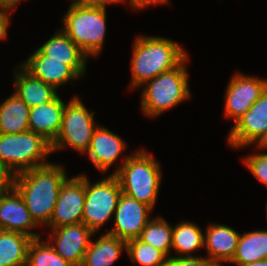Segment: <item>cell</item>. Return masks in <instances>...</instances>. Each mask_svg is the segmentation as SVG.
I'll return each instance as SVG.
<instances>
[{"instance_id":"1","label":"cell","mask_w":267,"mask_h":266,"mask_svg":"<svg viewBox=\"0 0 267 266\" xmlns=\"http://www.w3.org/2000/svg\"><path fill=\"white\" fill-rule=\"evenodd\" d=\"M67 176L65 167L54 162L15 175L14 188L38 226L50 223L60 188L69 178Z\"/></svg>"},{"instance_id":"2","label":"cell","mask_w":267,"mask_h":266,"mask_svg":"<svg viewBox=\"0 0 267 266\" xmlns=\"http://www.w3.org/2000/svg\"><path fill=\"white\" fill-rule=\"evenodd\" d=\"M130 89L177 67L188 55L179 43L162 36L137 35L133 42Z\"/></svg>"},{"instance_id":"3","label":"cell","mask_w":267,"mask_h":266,"mask_svg":"<svg viewBox=\"0 0 267 266\" xmlns=\"http://www.w3.org/2000/svg\"><path fill=\"white\" fill-rule=\"evenodd\" d=\"M141 149L125 155L123 163L111 174L117 177L122 193L154 208L163 175L159 161Z\"/></svg>"},{"instance_id":"4","label":"cell","mask_w":267,"mask_h":266,"mask_svg":"<svg viewBox=\"0 0 267 266\" xmlns=\"http://www.w3.org/2000/svg\"><path fill=\"white\" fill-rule=\"evenodd\" d=\"M188 56L174 69L163 72L141 86L140 105L146 117L156 118L189 100Z\"/></svg>"},{"instance_id":"5","label":"cell","mask_w":267,"mask_h":266,"mask_svg":"<svg viewBox=\"0 0 267 266\" xmlns=\"http://www.w3.org/2000/svg\"><path fill=\"white\" fill-rule=\"evenodd\" d=\"M61 28L88 56L98 57L106 36L107 12L105 7L70 5Z\"/></svg>"},{"instance_id":"6","label":"cell","mask_w":267,"mask_h":266,"mask_svg":"<svg viewBox=\"0 0 267 266\" xmlns=\"http://www.w3.org/2000/svg\"><path fill=\"white\" fill-rule=\"evenodd\" d=\"M52 153L51 143L33 131L0 134V161L15 174L49 164Z\"/></svg>"},{"instance_id":"7","label":"cell","mask_w":267,"mask_h":266,"mask_svg":"<svg viewBox=\"0 0 267 266\" xmlns=\"http://www.w3.org/2000/svg\"><path fill=\"white\" fill-rule=\"evenodd\" d=\"M95 112L87 109L79 96L70 98L65 104L60 132L52 145V152L72 148L85 154L91 143L92 135L99 126L95 122Z\"/></svg>"},{"instance_id":"8","label":"cell","mask_w":267,"mask_h":266,"mask_svg":"<svg viewBox=\"0 0 267 266\" xmlns=\"http://www.w3.org/2000/svg\"><path fill=\"white\" fill-rule=\"evenodd\" d=\"M88 178L85 174L82 223L96 235L100 228L113 218L122 190L114 174L104 176L94 183H91Z\"/></svg>"},{"instance_id":"9","label":"cell","mask_w":267,"mask_h":266,"mask_svg":"<svg viewBox=\"0 0 267 266\" xmlns=\"http://www.w3.org/2000/svg\"><path fill=\"white\" fill-rule=\"evenodd\" d=\"M88 60L49 59L38 48L19 65L33 77L53 86L57 91L60 86L84 78Z\"/></svg>"},{"instance_id":"10","label":"cell","mask_w":267,"mask_h":266,"mask_svg":"<svg viewBox=\"0 0 267 266\" xmlns=\"http://www.w3.org/2000/svg\"><path fill=\"white\" fill-rule=\"evenodd\" d=\"M227 136L228 145L235 149L259 146L267 138V89L233 124Z\"/></svg>"},{"instance_id":"11","label":"cell","mask_w":267,"mask_h":266,"mask_svg":"<svg viewBox=\"0 0 267 266\" xmlns=\"http://www.w3.org/2000/svg\"><path fill=\"white\" fill-rule=\"evenodd\" d=\"M267 89V79L233 74L225 92L224 115L234 123L242 117Z\"/></svg>"},{"instance_id":"12","label":"cell","mask_w":267,"mask_h":266,"mask_svg":"<svg viewBox=\"0 0 267 266\" xmlns=\"http://www.w3.org/2000/svg\"><path fill=\"white\" fill-rule=\"evenodd\" d=\"M85 202V174L68 178L61 186L50 229L82 223Z\"/></svg>"},{"instance_id":"13","label":"cell","mask_w":267,"mask_h":266,"mask_svg":"<svg viewBox=\"0 0 267 266\" xmlns=\"http://www.w3.org/2000/svg\"><path fill=\"white\" fill-rule=\"evenodd\" d=\"M152 210L154 209L151 206L121 193L113 215V227L106 232L125 242L139 238L151 219Z\"/></svg>"},{"instance_id":"14","label":"cell","mask_w":267,"mask_h":266,"mask_svg":"<svg viewBox=\"0 0 267 266\" xmlns=\"http://www.w3.org/2000/svg\"><path fill=\"white\" fill-rule=\"evenodd\" d=\"M94 232L84 223L50 229L49 244L73 266H81Z\"/></svg>"},{"instance_id":"15","label":"cell","mask_w":267,"mask_h":266,"mask_svg":"<svg viewBox=\"0 0 267 266\" xmlns=\"http://www.w3.org/2000/svg\"><path fill=\"white\" fill-rule=\"evenodd\" d=\"M37 227L15 188L0 196V230L22 233L34 239L43 237L42 233L33 232Z\"/></svg>"},{"instance_id":"16","label":"cell","mask_w":267,"mask_h":266,"mask_svg":"<svg viewBox=\"0 0 267 266\" xmlns=\"http://www.w3.org/2000/svg\"><path fill=\"white\" fill-rule=\"evenodd\" d=\"M127 145V142L117 134L99 125L92 135L90 147L85 154L102 175L105 173L107 175L109 168L119 161L122 152L126 151Z\"/></svg>"},{"instance_id":"17","label":"cell","mask_w":267,"mask_h":266,"mask_svg":"<svg viewBox=\"0 0 267 266\" xmlns=\"http://www.w3.org/2000/svg\"><path fill=\"white\" fill-rule=\"evenodd\" d=\"M207 225L204 233L206 257L218 266H223L233 259L241 233L220 223L213 222Z\"/></svg>"},{"instance_id":"18","label":"cell","mask_w":267,"mask_h":266,"mask_svg":"<svg viewBox=\"0 0 267 266\" xmlns=\"http://www.w3.org/2000/svg\"><path fill=\"white\" fill-rule=\"evenodd\" d=\"M65 104L57 95L48 103L30 108L29 130L41 135L52 144L61 129Z\"/></svg>"},{"instance_id":"19","label":"cell","mask_w":267,"mask_h":266,"mask_svg":"<svg viewBox=\"0 0 267 266\" xmlns=\"http://www.w3.org/2000/svg\"><path fill=\"white\" fill-rule=\"evenodd\" d=\"M15 93L30 108L52 101L57 95V90L40 79L25 71L20 65L14 68Z\"/></svg>"},{"instance_id":"20","label":"cell","mask_w":267,"mask_h":266,"mask_svg":"<svg viewBox=\"0 0 267 266\" xmlns=\"http://www.w3.org/2000/svg\"><path fill=\"white\" fill-rule=\"evenodd\" d=\"M123 251H127V242L106 232L90 241L81 266H112Z\"/></svg>"},{"instance_id":"21","label":"cell","mask_w":267,"mask_h":266,"mask_svg":"<svg viewBox=\"0 0 267 266\" xmlns=\"http://www.w3.org/2000/svg\"><path fill=\"white\" fill-rule=\"evenodd\" d=\"M30 107L13 92L0 102V134H18L29 131Z\"/></svg>"},{"instance_id":"22","label":"cell","mask_w":267,"mask_h":266,"mask_svg":"<svg viewBox=\"0 0 267 266\" xmlns=\"http://www.w3.org/2000/svg\"><path fill=\"white\" fill-rule=\"evenodd\" d=\"M263 259H267V229L240 234L235 255L229 264H250Z\"/></svg>"},{"instance_id":"23","label":"cell","mask_w":267,"mask_h":266,"mask_svg":"<svg viewBox=\"0 0 267 266\" xmlns=\"http://www.w3.org/2000/svg\"><path fill=\"white\" fill-rule=\"evenodd\" d=\"M204 231L199 225L190 221H182L173 227L172 249L176 257L193 256L195 252L204 248Z\"/></svg>"},{"instance_id":"24","label":"cell","mask_w":267,"mask_h":266,"mask_svg":"<svg viewBox=\"0 0 267 266\" xmlns=\"http://www.w3.org/2000/svg\"><path fill=\"white\" fill-rule=\"evenodd\" d=\"M31 240L22 233L0 230V266H27Z\"/></svg>"},{"instance_id":"25","label":"cell","mask_w":267,"mask_h":266,"mask_svg":"<svg viewBox=\"0 0 267 266\" xmlns=\"http://www.w3.org/2000/svg\"><path fill=\"white\" fill-rule=\"evenodd\" d=\"M38 49L49 59L57 60H88L89 57L60 28Z\"/></svg>"},{"instance_id":"26","label":"cell","mask_w":267,"mask_h":266,"mask_svg":"<svg viewBox=\"0 0 267 266\" xmlns=\"http://www.w3.org/2000/svg\"><path fill=\"white\" fill-rule=\"evenodd\" d=\"M173 226L162 216L151 218L142 230L139 239L163 252L168 258L172 252Z\"/></svg>"},{"instance_id":"27","label":"cell","mask_w":267,"mask_h":266,"mask_svg":"<svg viewBox=\"0 0 267 266\" xmlns=\"http://www.w3.org/2000/svg\"><path fill=\"white\" fill-rule=\"evenodd\" d=\"M41 238H34L29 243L27 266H73Z\"/></svg>"},{"instance_id":"28","label":"cell","mask_w":267,"mask_h":266,"mask_svg":"<svg viewBox=\"0 0 267 266\" xmlns=\"http://www.w3.org/2000/svg\"><path fill=\"white\" fill-rule=\"evenodd\" d=\"M127 254L132 263L140 266H166L168 257L139 238L127 242Z\"/></svg>"},{"instance_id":"29","label":"cell","mask_w":267,"mask_h":266,"mask_svg":"<svg viewBox=\"0 0 267 266\" xmlns=\"http://www.w3.org/2000/svg\"><path fill=\"white\" fill-rule=\"evenodd\" d=\"M254 148H258L260 151L247 155V157L244 156L243 163L256 179L267 186V149L261 146Z\"/></svg>"},{"instance_id":"30","label":"cell","mask_w":267,"mask_h":266,"mask_svg":"<svg viewBox=\"0 0 267 266\" xmlns=\"http://www.w3.org/2000/svg\"><path fill=\"white\" fill-rule=\"evenodd\" d=\"M166 266H218L208 257H176L171 256L167 260Z\"/></svg>"},{"instance_id":"31","label":"cell","mask_w":267,"mask_h":266,"mask_svg":"<svg viewBox=\"0 0 267 266\" xmlns=\"http://www.w3.org/2000/svg\"><path fill=\"white\" fill-rule=\"evenodd\" d=\"M15 173L0 161V196L14 188Z\"/></svg>"},{"instance_id":"32","label":"cell","mask_w":267,"mask_h":266,"mask_svg":"<svg viewBox=\"0 0 267 266\" xmlns=\"http://www.w3.org/2000/svg\"><path fill=\"white\" fill-rule=\"evenodd\" d=\"M122 4L121 0H72L70 5L74 6H92V7H105L108 4Z\"/></svg>"},{"instance_id":"33","label":"cell","mask_w":267,"mask_h":266,"mask_svg":"<svg viewBox=\"0 0 267 266\" xmlns=\"http://www.w3.org/2000/svg\"><path fill=\"white\" fill-rule=\"evenodd\" d=\"M125 1H128L129 6L131 7V9L133 10H141V9H145L151 5H157V4H168L169 0H121V2L125 3Z\"/></svg>"},{"instance_id":"34","label":"cell","mask_w":267,"mask_h":266,"mask_svg":"<svg viewBox=\"0 0 267 266\" xmlns=\"http://www.w3.org/2000/svg\"><path fill=\"white\" fill-rule=\"evenodd\" d=\"M11 11L0 9V41L8 36Z\"/></svg>"},{"instance_id":"35","label":"cell","mask_w":267,"mask_h":266,"mask_svg":"<svg viewBox=\"0 0 267 266\" xmlns=\"http://www.w3.org/2000/svg\"><path fill=\"white\" fill-rule=\"evenodd\" d=\"M23 0H0V9L14 11Z\"/></svg>"},{"instance_id":"36","label":"cell","mask_w":267,"mask_h":266,"mask_svg":"<svg viewBox=\"0 0 267 266\" xmlns=\"http://www.w3.org/2000/svg\"><path fill=\"white\" fill-rule=\"evenodd\" d=\"M235 266H267V259H263V260L253 262L250 264L235 265Z\"/></svg>"},{"instance_id":"37","label":"cell","mask_w":267,"mask_h":266,"mask_svg":"<svg viewBox=\"0 0 267 266\" xmlns=\"http://www.w3.org/2000/svg\"><path fill=\"white\" fill-rule=\"evenodd\" d=\"M259 146L267 149V138Z\"/></svg>"}]
</instances>
